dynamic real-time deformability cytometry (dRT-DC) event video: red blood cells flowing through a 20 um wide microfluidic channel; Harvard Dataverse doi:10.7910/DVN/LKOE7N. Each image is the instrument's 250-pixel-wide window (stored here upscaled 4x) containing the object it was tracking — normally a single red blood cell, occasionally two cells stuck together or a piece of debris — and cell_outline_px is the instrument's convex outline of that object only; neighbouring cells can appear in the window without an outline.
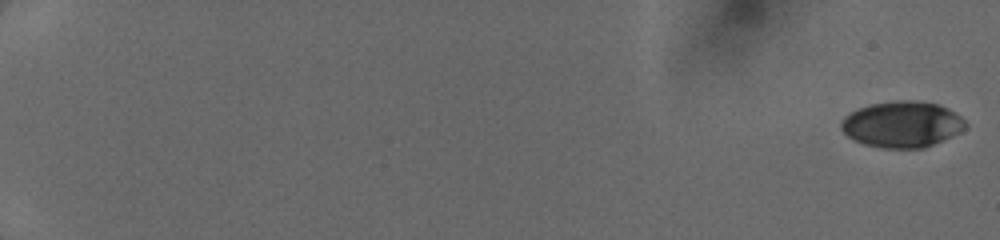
{"species": "human", "species_latin": "Homo sapiens", "temperature_condition": "cold", "stored_images_in_passage": 23, "camera_frame_rate_fps": 3000, "um_per_image_px": 0.085, "donor": {"sex": "female"}, "frame": {"image": 1, "passage_image": 1, "time_ms": 0.0, "image_size_px": [1000, 240], "cell_outline_px": [[968, 124], [960, 132], [952, 136], [924, 148], [884, 148], [864, 144], [848, 136], [840, 128], [840, 124], [844, 116], [860, 108], [872, 104], [900, 100], [912, 100], [936, 104], [948, 108], [960, 116]], "centroid_in_image_um": [76.69, 10.57], "position_along_channel_um": 8.3, "area_um2": 33.12}}
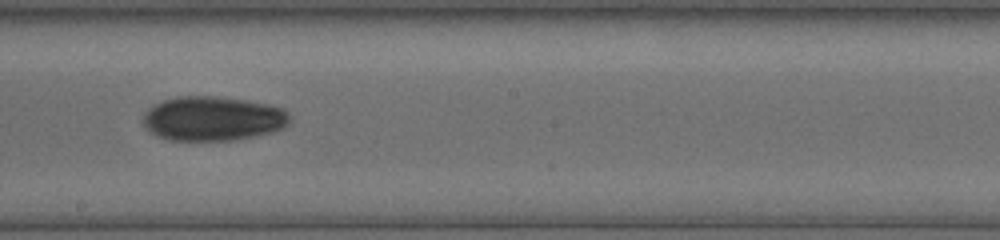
{"frame": {"image": 2, "passage_image": 20, "time_ms": 10.667, "image_size_px": [1000, 240], "cell_outline_px": [[292, 116], [288, 124], [284, 128], [272, 132], [256, 136], [236, 140], [172, 140], [156, 136], [144, 128], [140, 120], [144, 112], [148, 108], [164, 100], [180, 96], [216, 96], [248, 100], [268, 104], [284, 108]], "centroid_in_image_um": [18.09, 10.08], "position_along_channel_um": 230.1, "area_um2": 38.55}}
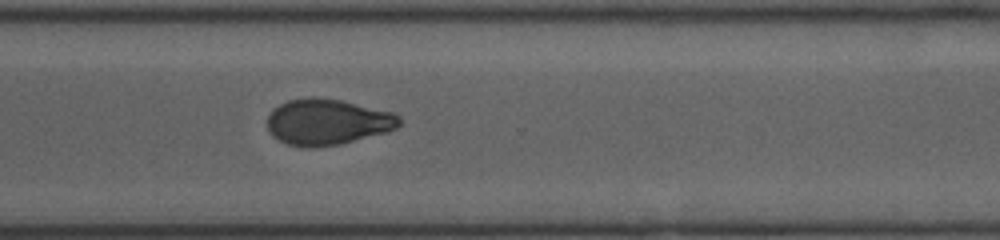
{"frame": {"image": 3, "passage_image": 23, "time_ms": 13.333, "image_size_px": [1000, 240], "cell_outline_px": [[400, 124], [396, 128], [384, 132], [340, 144], [312, 148], [304, 148], [288, 144], [272, 136], [268, 128], [268, 116], [280, 104], [288, 100], [312, 96], [340, 100], [392, 112], [400, 116]], "centroid_in_image_um": [27.81, 10.37], "position_along_channel_um": 342.8, "area_um2": 35.08}}